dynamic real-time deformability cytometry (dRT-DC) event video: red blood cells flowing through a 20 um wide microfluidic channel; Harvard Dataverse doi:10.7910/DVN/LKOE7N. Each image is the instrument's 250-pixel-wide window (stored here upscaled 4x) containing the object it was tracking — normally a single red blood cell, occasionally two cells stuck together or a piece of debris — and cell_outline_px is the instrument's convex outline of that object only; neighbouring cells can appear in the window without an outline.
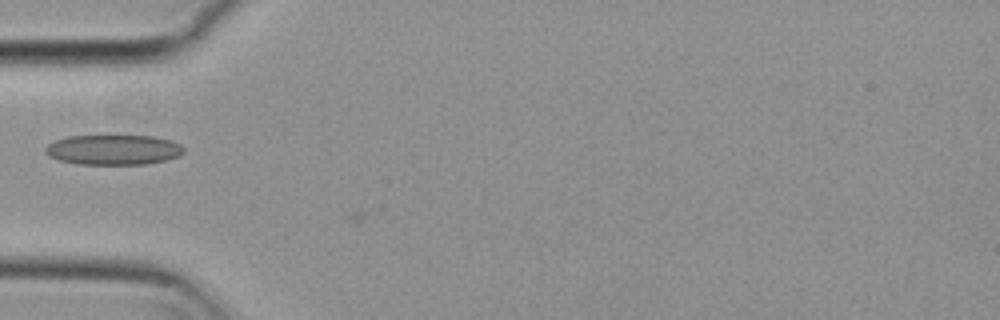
{"species": "common noctule bat (a hibernating species)", "species_latin": "Nyctalus noctula", "temperature_condition": "cold", "stored_images_in_passage": 6, "camera_frame_rate_fps": 3000, "um_per_image_px": 0.085, "animal": {"sex": "female", "body_mass_g": 29.2, "forearm_length_mm": 56.3}, "frame": {"image": 1, "passage_image": 5, "time_ms": 1.333, "image_size_px": [1000, 320], "cell_outline_px": [[184, 152], [176, 156], [164, 160], [144, 164], [76, 164], [60, 160], [48, 156], [44, 152], [44, 148], [52, 140], [68, 136], [152, 136], [172, 140], [180, 144], [184, 148]], "centroid_in_image_um": [9.58, 12.72], "position_along_channel_um": 75.4, "area_um2": 24.28}}